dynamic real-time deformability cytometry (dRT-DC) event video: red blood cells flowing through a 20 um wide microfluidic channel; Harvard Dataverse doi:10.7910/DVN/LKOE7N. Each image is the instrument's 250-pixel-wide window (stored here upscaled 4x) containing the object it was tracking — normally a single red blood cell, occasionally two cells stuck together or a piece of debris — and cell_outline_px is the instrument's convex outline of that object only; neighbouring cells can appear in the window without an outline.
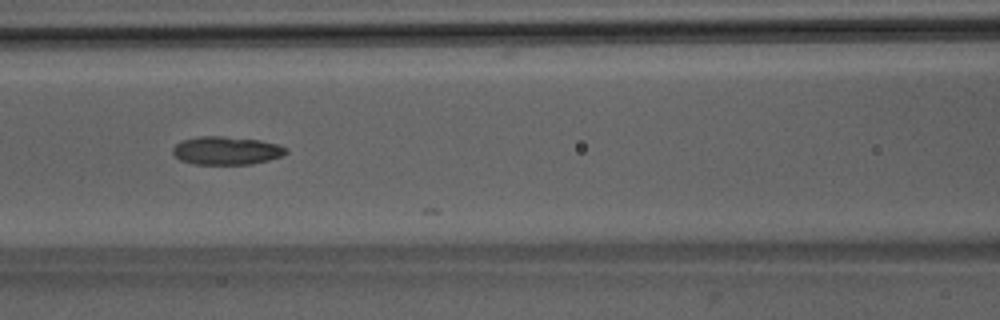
{"species": "Egyptian fruit bat (a non-hibernating species)", "species_latin": "Rousettus aegyptiacus", "temperature_condition": "room temperature", "stored_images_in_passage": 20, "camera_frame_rate_fps": 3000, "um_per_image_px": 0.085, "animal": {"sex": "male"}, "frame": {"image": 1, "passage_image": 19, "time_ms": 6.0, "image_size_px": [1000, 320], "cell_outline_px": [[288, 152], [284, 156], [252, 164], [192, 164], [180, 160], [172, 152], [172, 148], [180, 140], [200, 136], [224, 136], [260, 140], [276, 144], [288, 148]], "centroid_in_image_um": [19.25, 12.8], "position_along_channel_um": 147.4, "area_um2": 18.79}}